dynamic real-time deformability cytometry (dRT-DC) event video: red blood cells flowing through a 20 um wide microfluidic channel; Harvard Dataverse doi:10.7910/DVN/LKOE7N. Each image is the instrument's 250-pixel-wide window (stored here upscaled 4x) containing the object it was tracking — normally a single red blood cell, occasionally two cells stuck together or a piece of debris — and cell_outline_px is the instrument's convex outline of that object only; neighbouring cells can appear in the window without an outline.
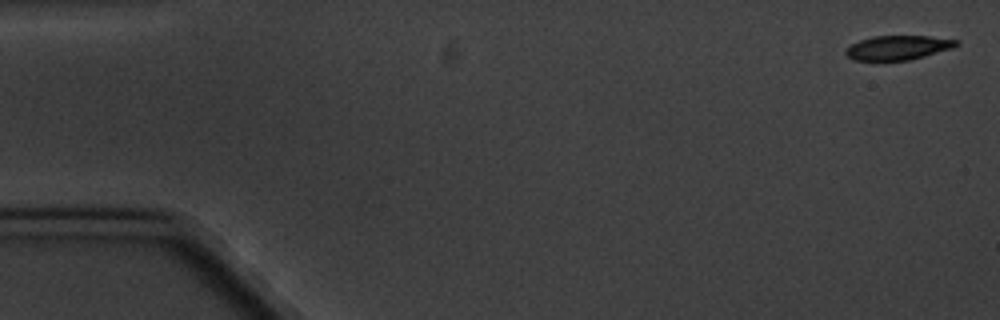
{"species": "common noctule bat (a hibernating species)", "species_latin": "Nyctalus noctula", "temperature_condition": "cold", "stored_images_in_passage": 11, "camera_frame_rate_fps": 3000, "um_per_image_px": 0.085, "animal": {"sex": "male", "body_mass_g": 20.1, "forearm_length_mm": 53.5}, "frame": {"image": 1, "passage_image": 1, "time_ms": 0.0, "image_size_px": [1000, 320], "cell_outline_px": [[960, 44], [952, 48], [924, 56], [908, 60], [852, 60], [844, 52], [852, 44], [860, 40], [872, 36], [928, 36], [960, 40]], "centroid_in_image_um": [76.35, 4.04], "position_along_channel_um": 8.6, "area_um2": 15.55}}
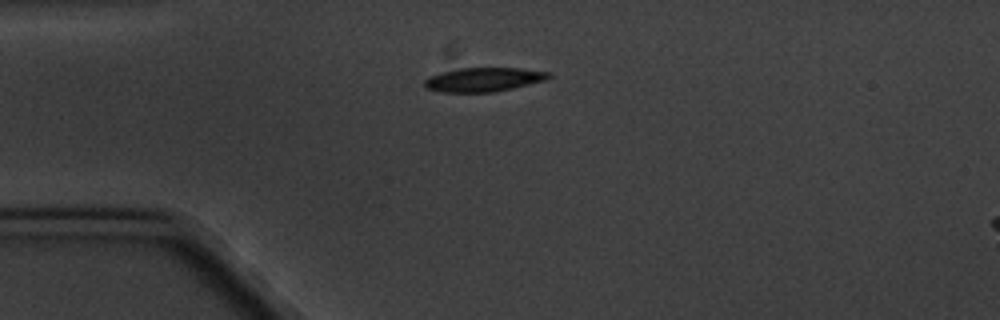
{"frame": {"image": 2, "passage_image": 4, "time_ms": 4.333, "image_size_px": [1000, 320], "cell_outline_px": [[552, 76], [544, 80], [496, 92], [440, 92], [424, 88], [424, 80], [428, 76], [440, 72], [460, 68], [520, 68], [548, 72]], "centroid_in_image_um": [41.03, 6.76], "position_along_channel_um": 44.0, "area_um2": 17.4}}
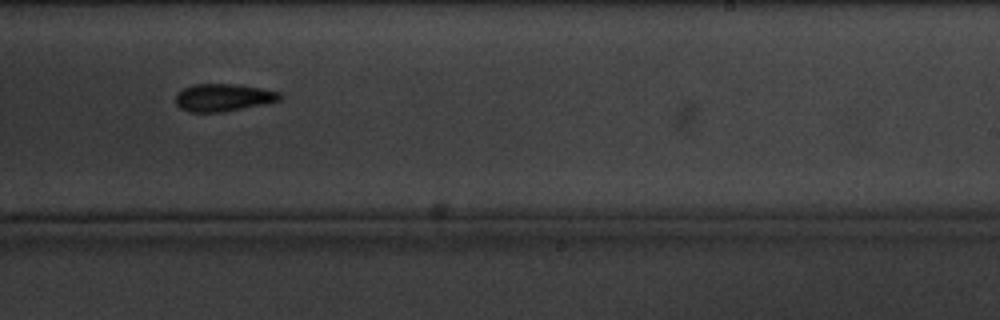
{"frame": {"image": 3, "passage_image": 10, "time_ms": 11.667, "image_size_px": [1000, 320], "cell_outline_px": [[284, 96], [280, 100], [264, 104], [224, 112], [192, 112], [180, 108], [176, 104], [176, 92], [192, 84], [236, 84], [260, 88], [280, 92]], "centroid_in_image_um": [18.98, 8.29], "position_along_channel_um": 270.0, "area_um2": 16.82}}